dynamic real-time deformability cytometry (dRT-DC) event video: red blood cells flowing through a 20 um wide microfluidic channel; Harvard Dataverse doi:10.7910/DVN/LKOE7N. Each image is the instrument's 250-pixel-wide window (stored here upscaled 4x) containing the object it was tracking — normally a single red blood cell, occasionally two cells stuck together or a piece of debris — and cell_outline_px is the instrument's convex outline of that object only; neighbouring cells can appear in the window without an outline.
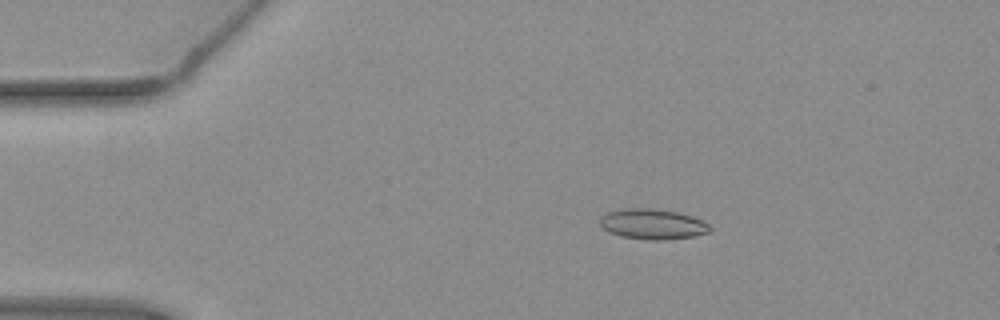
{"species": "common noctule bat (a hibernating species)", "species_latin": "Nyctalus noctula", "temperature_condition": "warm", "stored_images_in_passage": 53, "camera_frame_rate_fps": 3000, "um_per_image_px": 0.085, "animal": {"sex": "female", "body_mass_g": 19.3, "forearm_length_mm": 54.1}, "frame": {"image": 1, "passage_image": 10, "time_ms": 3.0, "image_size_px": [1000, 320], "cell_outline_px": [[712, 228], [708, 232], [692, 236], [664, 240], [648, 240], [620, 236], [608, 232], [600, 224], [600, 216], [608, 212], [620, 208], [652, 208], [676, 212], [692, 216], [704, 220]], "centroid_in_image_um": [55.45, 19.04], "position_along_channel_um": 29.6, "area_um2": 19.54}}
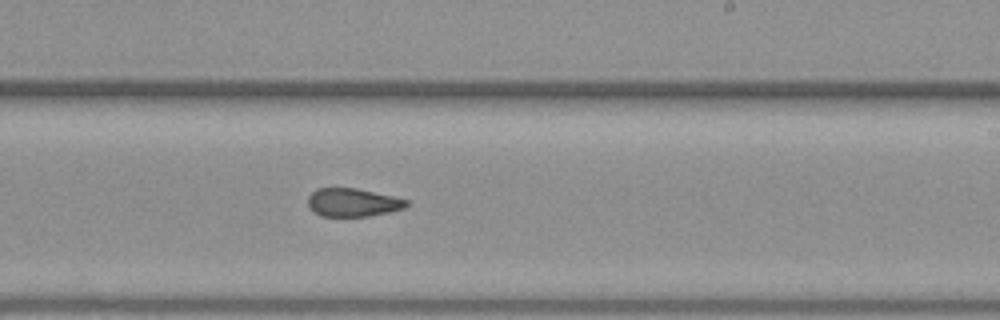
{"frame": {"image": 2, "passage_image": 32, "time_ms": 10.333, "image_size_px": [1000, 320], "cell_outline_px": [[408, 204], [404, 208], [388, 212], [368, 216], [320, 216], [312, 212], [308, 204], [308, 196], [316, 188], [356, 188], [392, 196], [408, 200]], "centroid_in_image_um": [29.94, 17.21], "position_along_channel_um": 259.1, "area_um2": 16.18}}
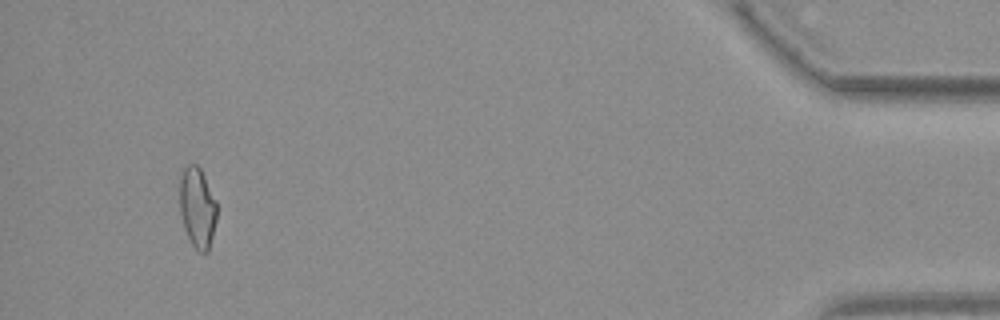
{"frame": {"image": 3, "passage_image": 50, "time_ms": 16.333, "image_size_px": [1000, 320], "cell_outline_px": [[216, 220], [208, 252], [204, 256], [196, 252], [184, 228], [180, 212], [180, 176], [184, 168], [188, 164], [196, 164], [200, 168], [216, 200]], "centroid_in_image_um": [16.77, 17.69], "position_along_channel_um": 418.4, "area_um2": 17.51}, "authors_computed_cell_mechanics": {"area_um2": 17.34, "velocity_mm_per_s": 3.9185, "shape_relaxation_time_tau1_ms": null, "shape_relaxation_time_tau2_ms": 3.0429, "deformation_change_tau1": null, "deformation_change_tau2": 0.11}}